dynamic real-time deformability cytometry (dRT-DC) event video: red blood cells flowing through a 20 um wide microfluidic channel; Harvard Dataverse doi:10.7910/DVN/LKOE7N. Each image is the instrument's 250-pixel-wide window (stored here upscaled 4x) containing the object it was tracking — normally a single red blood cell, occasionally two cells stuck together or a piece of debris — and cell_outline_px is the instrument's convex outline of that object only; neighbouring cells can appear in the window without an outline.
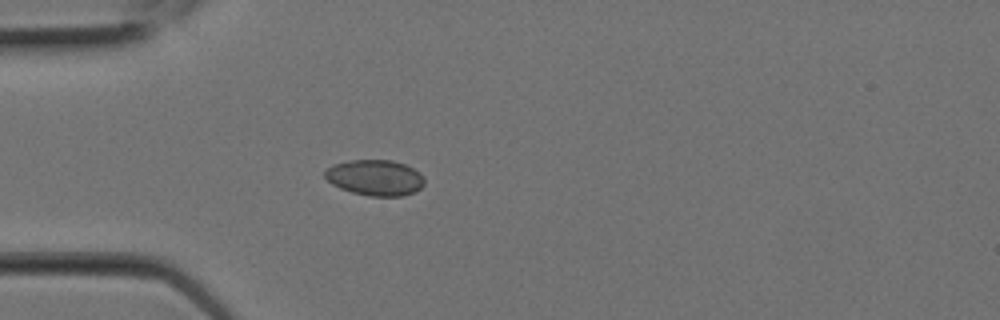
{"species": "Egyptian fruit bat (a non-hibernating species)", "species_latin": "Rousettus aegyptiacus", "temperature_condition": "room temperature", "stored_images_in_passage": 9, "camera_frame_rate_fps": 3000, "um_per_image_px": 0.085, "animal": {"sex": "female"}, "frame": {"image": 1, "passage_image": 6, "time_ms": 1.667, "image_size_px": [1000, 320], "cell_outline_px": [[424, 184], [416, 192], [404, 196], [368, 196], [352, 192], [340, 188], [332, 184], [324, 176], [324, 172], [332, 164], [352, 160], [392, 160], [404, 164], [420, 172], [424, 176]], "centroid_in_image_um": [31.9, 15.1], "position_along_channel_um": 53.1, "area_um2": 20.87}}
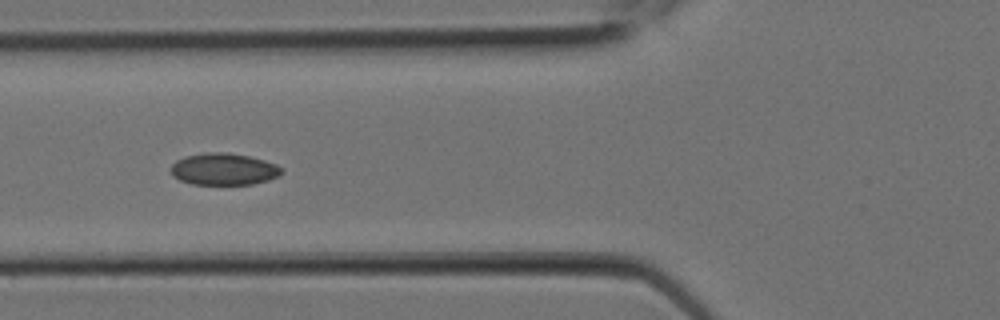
{"frame": {"image": 2, "passage_image": 8, "time_ms": 2.333, "image_size_px": [1000, 320], "cell_outline_px": [[284, 172], [268, 180], [252, 184], [192, 184], [180, 180], [172, 176], [172, 164], [176, 160], [184, 156], [204, 152], [228, 152], [248, 156], [264, 160], [276, 164], [284, 168]], "centroid_in_image_um": [19.02, 14.36], "position_along_channel_um": 106.8, "area_um2": 20.63}}
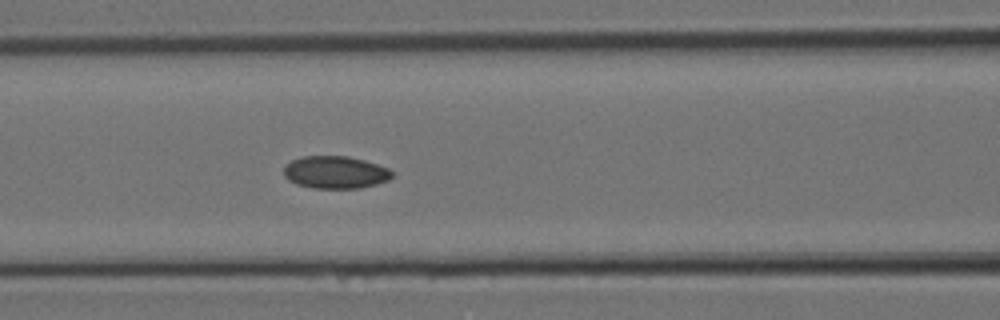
{"frame": {"image": 3, "passage_image": 9, "time_ms": 2.667, "image_size_px": [1000, 320], "cell_outline_px": [[392, 176], [388, 180], [376, 184], [360, 188], [312, 188], [296, 184], [288, 180], [284, 176], [284, 164], [292, 160], [304, 156], [348, 156], [364, 160], [388, 168], [392, 172]], "centroid_in_image_um": [28.47, 14.64], "position_along_channel_um": 138.1, "area_um2": 20.52}}